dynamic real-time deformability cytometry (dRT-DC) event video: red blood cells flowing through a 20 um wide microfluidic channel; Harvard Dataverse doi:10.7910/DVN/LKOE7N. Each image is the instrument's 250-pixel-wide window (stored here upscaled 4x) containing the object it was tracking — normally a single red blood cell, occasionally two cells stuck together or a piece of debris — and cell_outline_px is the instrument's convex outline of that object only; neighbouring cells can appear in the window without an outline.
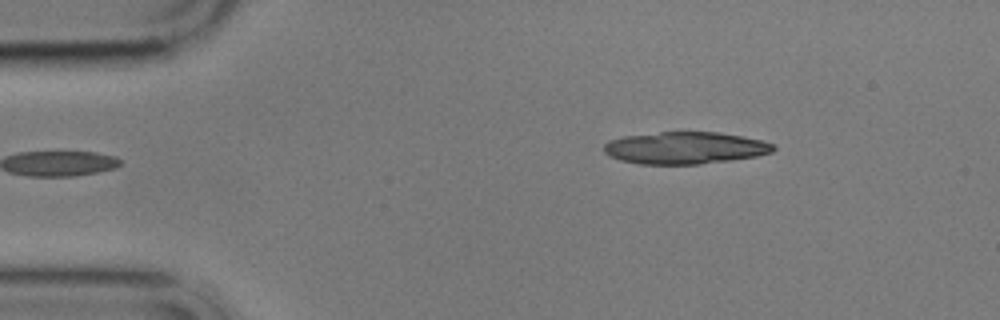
{"species": "common noctule bat (a hibernating species)", "species_latin": "Nyctalus noctula", "temperature_condition": "cold", "stored_images_in_passage": 2, "camera_frame_rate_fps": 3000, "um_per_image_px": 0.085, "animal": {"sex": "male", "body_mass_g": 17.9}, "frame": {"image": 1, "passage_image": 2, "time_ms": 2.333, "image_size_px": [1000, 320], "cell_outline_px": [[776, 148], [772, 152], [756, 156], [732, 160], [700, 164], [640, 164], [620, 160], [608, 156], [604, 152], [604, 144], [608, 140], [624, 136], [660, 132], [720, 132], [760, 140], [772, 144]], "centroid_in_image_um": [58.19, 12.57], "position_along_channel_um": 26.8, "area_um2": 31.67}}